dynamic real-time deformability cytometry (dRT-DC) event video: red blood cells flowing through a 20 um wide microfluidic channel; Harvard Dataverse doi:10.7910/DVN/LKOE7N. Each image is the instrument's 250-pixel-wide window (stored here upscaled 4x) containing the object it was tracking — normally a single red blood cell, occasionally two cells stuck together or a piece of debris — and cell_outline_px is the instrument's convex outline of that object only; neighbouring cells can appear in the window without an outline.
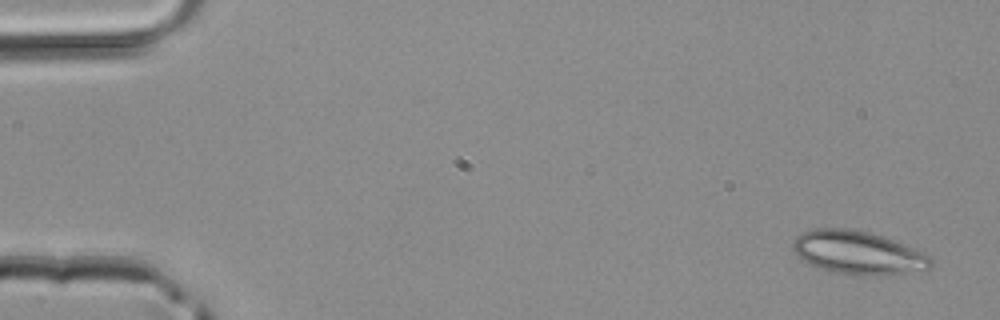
{"species": "common noctule bat (a hibernating species)", "species_latin": "Nyctalus noctula", "temperature_condition": "room temperature", "stored_images_in_passage": 3, "camera_frame_rate_fps": 3000, "um_per_image_px": 0.085, "animal": {"sex": "male", "body_mass_g": 20.4}, "frame": {"image": 1, "passage_image": 1, "time_ms": 0.0, "image_size_px": [1000, 320], "cell_outline_px": [[932, 264], [928, 268], [880, 276], [864, 276], [828, 272], [804, 264], [792, 252], [792, 244], [796, 236], [812, 228], [848, 228], [868, 232], [884, 236], [924, 252], [932, 256]], "centroid_in_image_um": [72.84, 21.49], "position_along_channel_um": 12.2, "area_um2": 35.49}}